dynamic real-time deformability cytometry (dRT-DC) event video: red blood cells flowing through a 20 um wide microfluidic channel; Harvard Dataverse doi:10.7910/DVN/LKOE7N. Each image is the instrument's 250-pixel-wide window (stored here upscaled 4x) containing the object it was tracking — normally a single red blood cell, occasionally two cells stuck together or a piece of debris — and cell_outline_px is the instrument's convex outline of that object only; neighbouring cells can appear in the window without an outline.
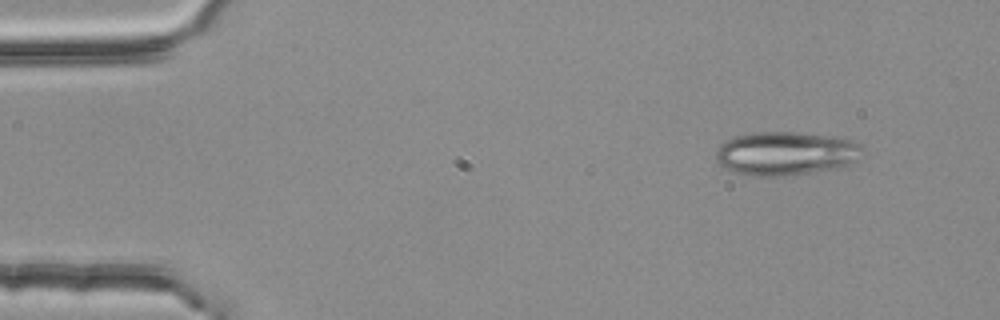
{"species": "common noctule bat (a hibernating species)", "species_latin": "Nyctalus noctula", "temperature_condition": "room temperature", "stored_images_in_passage": 3, "camera_frame_rate_fps": 3000, "um_per_image_px": 0.085, "animal": {"sex": "female", "body_mass_g": 25.1}, "frame": {"image": 1, "passage_image": 1, "time_ms": 0.0, "image_size_px": [1000, 320], "cell_outline_px": [[860, 148], [856, 160], [840, 168], [780, 176], [756, 176], [736, 172], [724, 168], [716, 160], [716, 148], [720, 144], [736, 136], [752, 132], [792, 132], [824, 136], [848, 140], [856, 144]], "centroid_in_image_um": [66.69, 13.05], "position_along_channel_um": 18.3, "area_um2": 36.47}}